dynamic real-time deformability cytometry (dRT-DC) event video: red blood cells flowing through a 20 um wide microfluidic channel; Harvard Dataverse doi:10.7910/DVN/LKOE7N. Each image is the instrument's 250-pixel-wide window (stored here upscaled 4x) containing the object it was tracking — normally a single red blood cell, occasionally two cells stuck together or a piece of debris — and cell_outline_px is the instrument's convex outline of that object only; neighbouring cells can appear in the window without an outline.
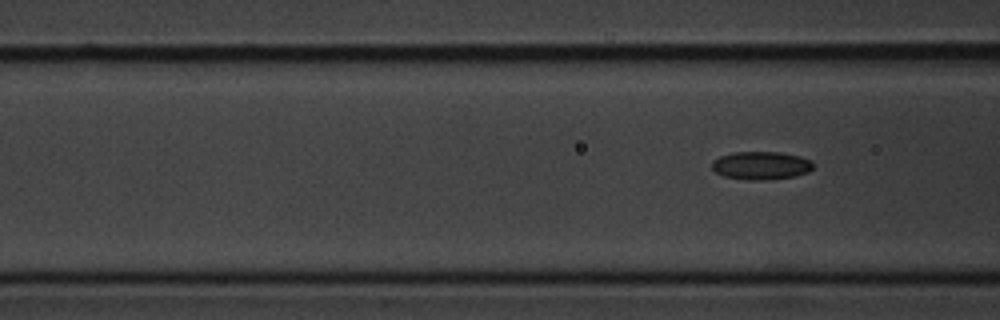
{"species": "common noctule bat (a hibernating species)", "species_latin": "Nyctalus noctula", "temperature_condition": "cold", "stored_images_in_passage": 8, "camera_frame_rate_fps": 3000, "um_per_image_px": 0.085, "animal": {"sex": "male", "body_mass_g": 20.1, "forearm_length_mm": 53.5}, "frame": {"image": 1, "passage_image": 8, "time_ms": 8.333, "image_size_px": [1000, 320], "cell_outline_px": [[812, 168], [808, 172], [796, 176], [764, 180], [748, 180], [724, 176], [716, 172], [712, 168], [712, 160], [720, 156], [732, 152], [780, 152], [800, 156], [812, 160]], "centroid_in_image_um": [64.69, 14.06], "position_along_channel_um": 101.9, "area_um2": 16.65}}